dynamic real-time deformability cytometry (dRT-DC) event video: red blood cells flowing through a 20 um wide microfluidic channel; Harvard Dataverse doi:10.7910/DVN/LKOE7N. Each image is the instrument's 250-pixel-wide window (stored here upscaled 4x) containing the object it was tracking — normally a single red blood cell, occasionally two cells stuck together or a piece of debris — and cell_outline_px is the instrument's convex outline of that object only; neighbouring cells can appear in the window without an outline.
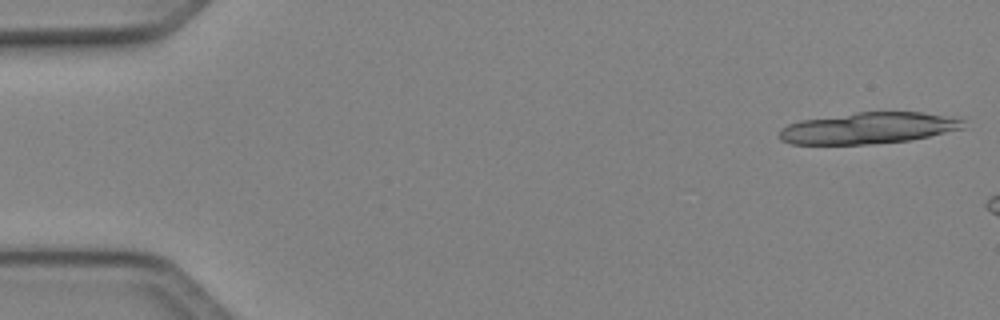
{"species": "Egyptian fruit bat (a non-hibernating species)", "species_latin": "Rousettus aegyptiacus", "temperature_condition": "cold", "stored_images_in_passage": 7, "camera_frame_rate_fps": 3000, "um_per_image_px": 0.085, "animal": {"sex": "female"}, "frame": {"image": 1, "passage_image": 1, "time_ms": 0.0, "image_size_px": [1000, 320], "cell_outline_px": [[964, 128], [928, 136], [908, 140], [868, 144], [792, 144], [780, 140], [780, 128], [788, 124], [800, 120], [856, 112], [920, 112], [964, 120]], "centroid_in_image_um": [73.74, 10.89], "position_along_channel_um": 11.3, "area_um2": 33.23}}